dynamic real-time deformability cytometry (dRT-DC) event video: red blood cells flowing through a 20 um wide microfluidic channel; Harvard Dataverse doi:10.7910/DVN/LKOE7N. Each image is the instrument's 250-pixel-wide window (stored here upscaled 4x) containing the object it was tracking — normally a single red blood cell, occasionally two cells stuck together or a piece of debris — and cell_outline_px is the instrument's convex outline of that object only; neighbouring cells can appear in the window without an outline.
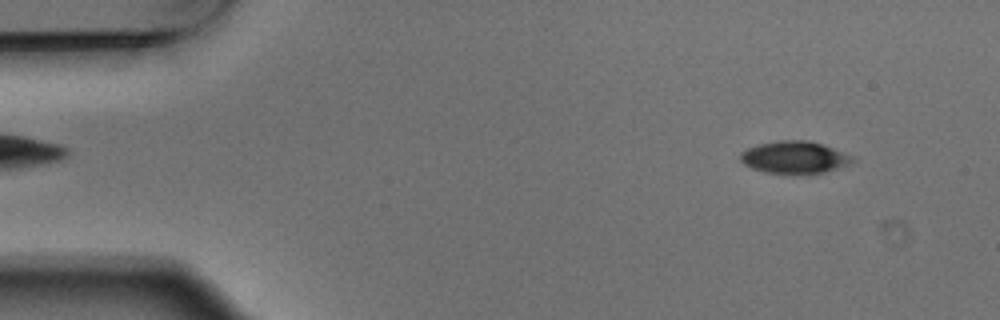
{"species": "Egyptian fruit bat (a non-hibernating species)", "species_latin": "Rousettus aegyptiacus", "temperature_condition": "warm", "stored_images_in_passage": 3, "camera_frame_rate_fps": 3000, "um_per_image_px": 0.085, "animal": {"sex": "male"}, "frame": {"image": 1, "passage_image": 1, "time_ms": 0.0, "image_size_px": [1000, 320], "cell_outline_px": [[856, 160], [848, 164], [824, 172], [796, 176], [764, 172], [752, 168], [744, 164], [740, 160], [740, 152], [748, 148], [760, 144], [780, 140], [808, 140], [856, 156]], "centroid_in_image_um": [67.53, 13.4], "position_along_channel_um": 17.5, "area_um2": 21.44}}